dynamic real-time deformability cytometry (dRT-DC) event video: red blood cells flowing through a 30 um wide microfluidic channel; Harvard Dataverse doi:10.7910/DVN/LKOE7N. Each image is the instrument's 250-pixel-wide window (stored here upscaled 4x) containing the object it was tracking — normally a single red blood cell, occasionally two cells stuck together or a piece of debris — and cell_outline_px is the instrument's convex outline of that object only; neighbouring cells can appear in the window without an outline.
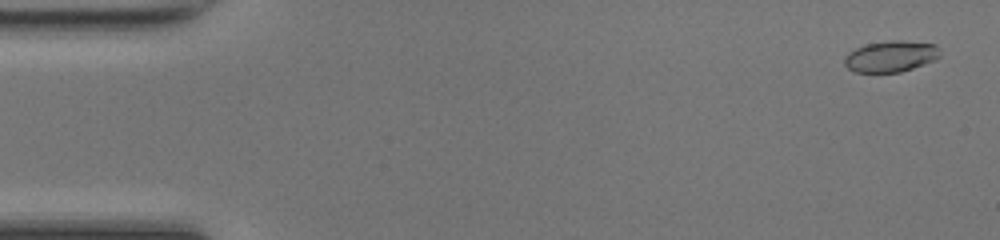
{"species": "common noctule bat (a hibernating species)", "species_latin": "Nyctalus noctula", "temperature_condition": "room temperature", "stored_images_in_passage": 48, "camera_frame_rate_fps": 3000, "um_per_image_px": 0.085, "animal": {"sex": "female", "body_mass_g": 17.0, "forearm_length_mm": 48.0}, "frame": {"image": 1, "passage_image": 2, "time_ms": 0.333, "image_size_px": [1000, 240], "cell_outline_px": [[940, 56], [936, 60], [900, 72], [856, 72], [848, 68], [844, 64], [844, 56], [848, 52], [856, 48], [868, 44], [896, 40], [900, 40], [936, 44], [940, 48]], "centroid_in_image_um": [75.74, 4.79], "position_along_channel_um": 9.3, "area_um2": 17.34}}
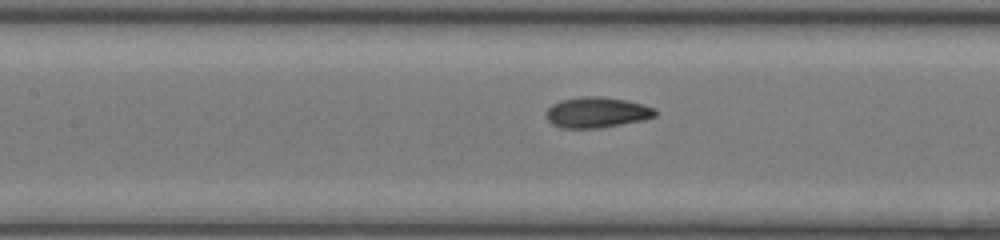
{"frame": {"image": 2, "passage_image": 22, "time_ms": 7.0, "image_size_px": [1000, 240], "cell_outline_px": [[656, 116], [644, 120], [600, 128], [560, 128], [552, 124], [548, 120], [548, 108], [552, 104], [560, 100], [584, 96], [600, 96], [624, 100], [644, 104], [656, 108]], "centroid_in_image_um": [50.76, 9.56], "position_along_channel_um": 156.6, "area_um2": 19.48}}
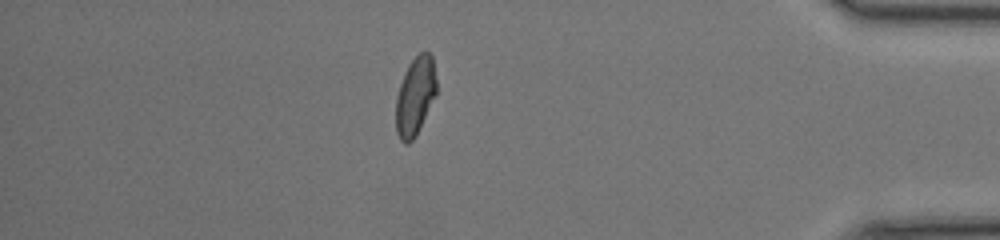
{"frame": {"image": 3, "passage_image": 42, "time_ms": 13.667, "image_size_px": [1000, 240], "cell_outline_px": [[436, 92], [416, 136], [408, 144], [404, 144], [400, 140], [396, 132], [396, 96], [404, 72], [408, 64], [420, 52], [428, 52], [432, 56], [436, 80]], "centroid_in_image_um": [35.27, 8.18], "position_along_channel_um": 399.9, "area_um2": 18.38}, "authors_computed_cell_mechanics": {"area_um2": 18.3515, "velocity_mm_per_s": 4.3006, "shape_relaxation_time_tau1_ms": 4.9785, "shape_relaxation_time_tau2_ms": 0.8815, "deformation_change_tau1": 0.1624, "deformation_change_tau2": 0.0567}}